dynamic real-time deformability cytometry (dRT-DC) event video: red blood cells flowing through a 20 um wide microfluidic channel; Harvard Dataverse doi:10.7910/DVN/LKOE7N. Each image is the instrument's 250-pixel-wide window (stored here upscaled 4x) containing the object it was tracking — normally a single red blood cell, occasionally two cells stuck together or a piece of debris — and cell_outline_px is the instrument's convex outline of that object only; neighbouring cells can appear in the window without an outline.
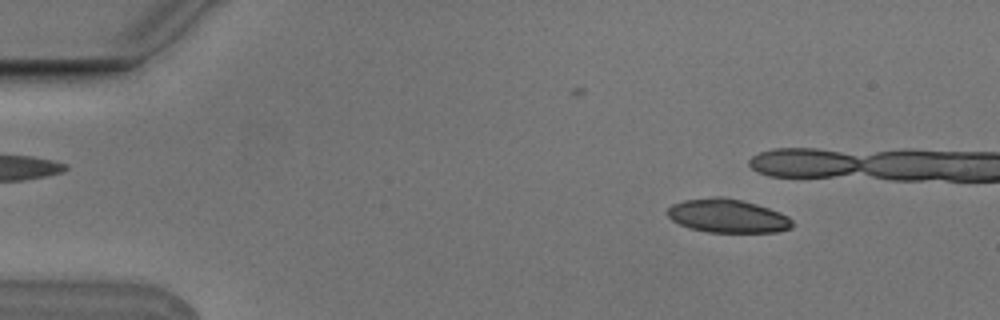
{"species": "Egyptian fruit bat (a non-hibernating species)", "species_latin": "Rousettus aegyptiacus", "temperature_condition": "cold", "stored_images_in_passage": 7, "camera_frame_rate_fps": 3000, "um_per_image_px": 0.085, "animal": {"sex": "male"}, "frame": {"image": 1, "passage_image": 2, "time_ms": 0.333, "image_size_px": [1000, 320], "cell_outline_px": [[792, 228], [776, 232], [708, 232], [688, 228], [672, 220], [664, 212], [672, 204], [684, 200], [712, 196], [720, 196], [740, 200], [756, 204], [780, 212], [788, 216], [792, 220]], "centroid_in_image_um": [61.81, 18.35], "position_along_channel_um": 23.2, "area_um2": 24.57}}